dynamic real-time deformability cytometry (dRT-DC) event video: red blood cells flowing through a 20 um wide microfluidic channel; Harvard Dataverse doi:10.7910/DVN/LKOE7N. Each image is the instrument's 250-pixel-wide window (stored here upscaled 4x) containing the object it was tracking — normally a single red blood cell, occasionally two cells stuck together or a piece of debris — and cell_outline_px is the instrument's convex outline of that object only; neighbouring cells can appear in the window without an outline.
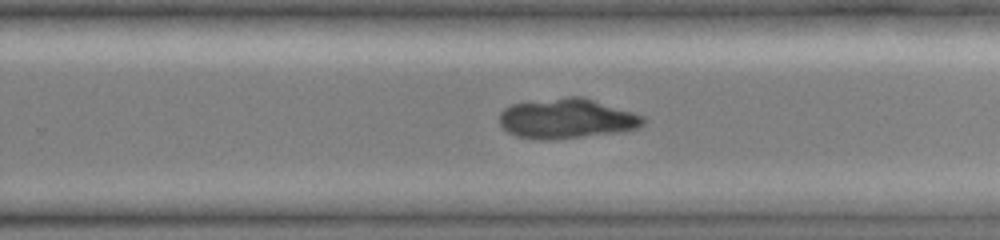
{"species": "common noctule bat (a hibernating species)", "species_latin": "Nyctalus noctula", "temperature_condition": "cold", "stored_images_in_passage": 40, "camera_frame_rate_fps": 3000, "um_per_image_px": 0.085, "animal": {"sex": "female", "body_mass_g": 19.0, "forearm_length_mm": 51.5}, "frame": {"image": 1, "passage_image": 25, "time_ms": 8.0, "image_size_px": [1000, 240], "cell_outline_px": [[648, 120], [640, 128], [624, 132], [548, 140], [540, 140], [516, 136], [508, 132], [500, 124], [500, 112], [504, 108], [512, 104], [568, 96], [580, 96], [632, 112], [644, 116]], "centroid_in_image_um": [48.21, 10.09], "position_along_channel_um": 281.6, "area_um2": 33.58}}
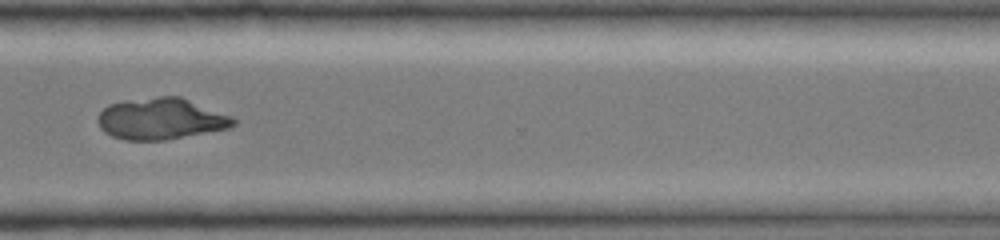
{"frame": {"image": 2, "passage_image": 30, "time_ms": 9.667, "image_size_px": [1000, 240], "cell_outline_px": [[236, 124], [232, 128], [164, 140], [124, 140], [112, 136], [104, 132], [100, 128], [96, 120], [100, 112], [108, 104], [156, 96], [180, 96], [232, 116], [236, 120]], "centroid_in_image_um": [13.69, 10.1], "position_along_channel_um": 356.9, "area_um2": 32.83}}
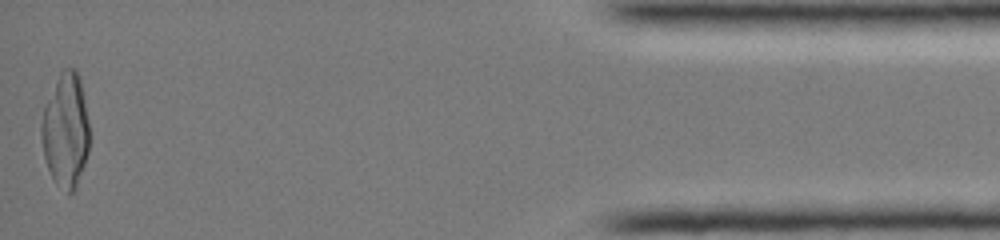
{"frame": {"image": 3, "passage_image": 40, "time_ms": 13.0, "image_size_px": [1000, 240], "cell_outline_px": [[88, 152], [76, 188], [72, 192], [68, 192], [56, 184], [48, 168], [44, 156], [40, 132], [40, 124], [44, 104], [60, 72], [64, 68], [76, 68], [80, 76], [88, 120]], "centroid_in_image_um": [5.56, 11.04], "position_along_channel_um": 429.6, "area_um2": 31.96}}